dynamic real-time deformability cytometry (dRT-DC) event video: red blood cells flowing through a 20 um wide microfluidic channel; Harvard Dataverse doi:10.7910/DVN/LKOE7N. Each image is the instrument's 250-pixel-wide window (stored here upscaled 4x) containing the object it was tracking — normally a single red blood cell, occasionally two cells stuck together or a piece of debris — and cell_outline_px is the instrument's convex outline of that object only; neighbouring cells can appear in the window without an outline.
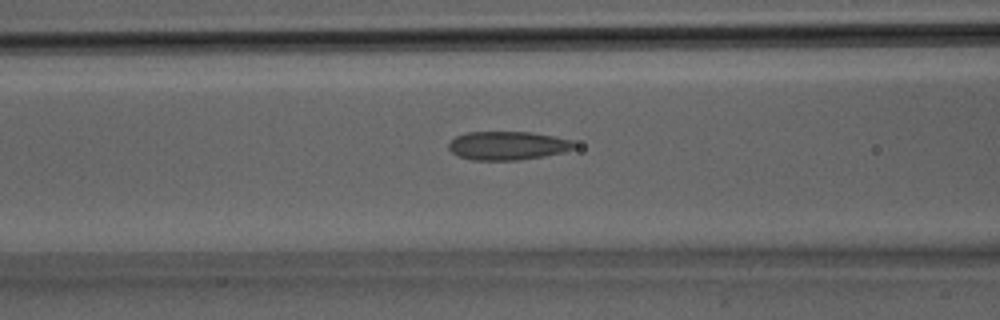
{"species": "Egyptian fruit bat (a non-hibernating species)", "species_latin": "Rousettus aegyptiacus", "temperature_condition": "room temperature", "stored_images_in_passage": 18, "camera_frame_rate_fps": 3000, "um_per_image_px": 0.085, "animal": {"sex": "male"}, "frame": {"image": 1, "passage_image": 3, "time_ms": 0.667, "image_size_px": [1000, 320], "cell_outline_px": [[576, 148], [564, 152], [544, 156], [520, 160], [472, 160], [456, 156], [448, 148], [448, 144], [456, 136], [468, 132], [532, 132], [572, 140], [576, 144]], "centroid_in_image_um": [43.15, 12.38], "position_along_channel_um": 123.4, "area_um2": 21.04}}
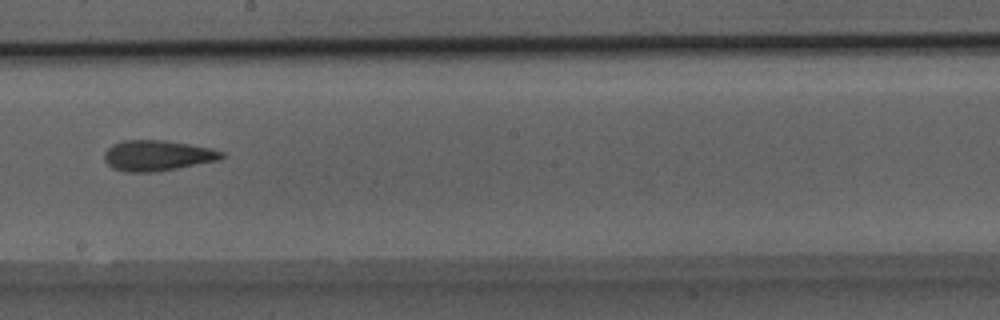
{"frame": {"image": 2, "passage_image": 8, "time_ms": 2.333, "image_size_px": [1000, 320], "cell_outline_px": [[228, 156], [220, 160], [156, 172], [128, 172], [112, 168], [104, 160], [104, 152], [112, 144], [124, 140], [164, 140], [212, 148], [224, 152]], "centroid_in_image_um": [13.41, 13.22], "position_along_channel_um": 234.8, "area_um2": 21.1}}
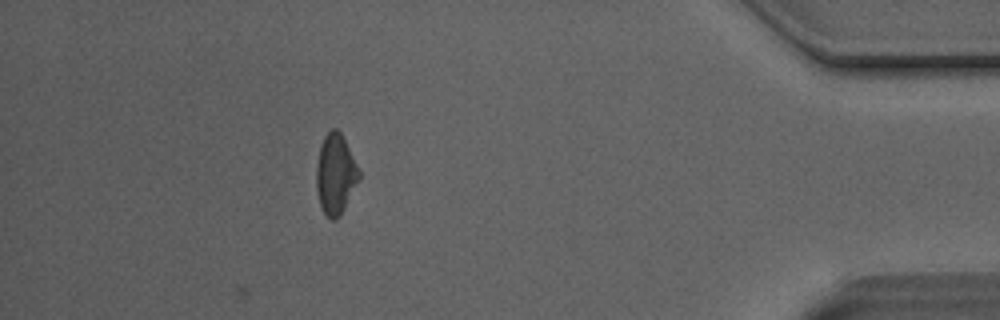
{"frame": {"image": 3, "passage_image": 18, "time_ms": 5.667, "image_size_px": [1000, 320], "cell_outline_px": [[360, 180], [340, 216], [336, 220], [332, 220], [320, 208], [316, 188], [316, 164], [320, 144], [324, 136], [332, 128], [336, 128], [340, 132], [360, 172]], "centroid_in_image_um": [28.5, 14.83], "position_along_channel_um": 406.7, "area_um2": 20.0}}